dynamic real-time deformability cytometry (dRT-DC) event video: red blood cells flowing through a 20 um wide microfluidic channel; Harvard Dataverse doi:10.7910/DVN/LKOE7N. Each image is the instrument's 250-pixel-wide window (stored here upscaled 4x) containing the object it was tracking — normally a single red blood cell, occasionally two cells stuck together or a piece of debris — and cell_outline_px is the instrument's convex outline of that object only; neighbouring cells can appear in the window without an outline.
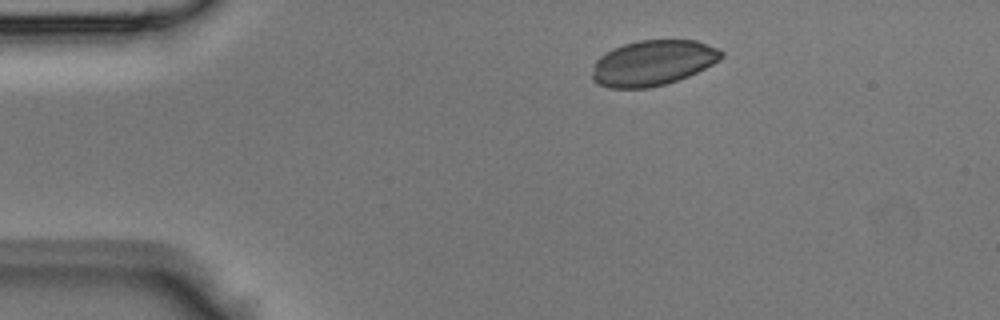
{"species": "Egyptian fruit bat (a non-hibernating species)", "species_latin": "Rousettus aegyptiacus", "temperature_condition": "room temperature", "stored_images_in_passage": 29, "camera_frame_rate_fps": 3000, "um_per_image_px": 0.085, "animal": {"sex": "male"}, "frame": {"image": 1, "passage_image": 1, "time_ms": 0.0, "image_size_px": [1000, 320], "cell_outline_px": [[724, 56], [720, 60], [688, 76], [664, 84], [648, 88], [608, 88], [596, 84], [592, 80], [592, 72], [596, 60], [604, 52], [612, 48], [624, 44], [640, 40], [696, 40], [720, 48], [724, 52]], "centroid_in_image_um": [55.48, 5.34], "position_along_channel_um": 29.5, "area_um2": 34.33}}
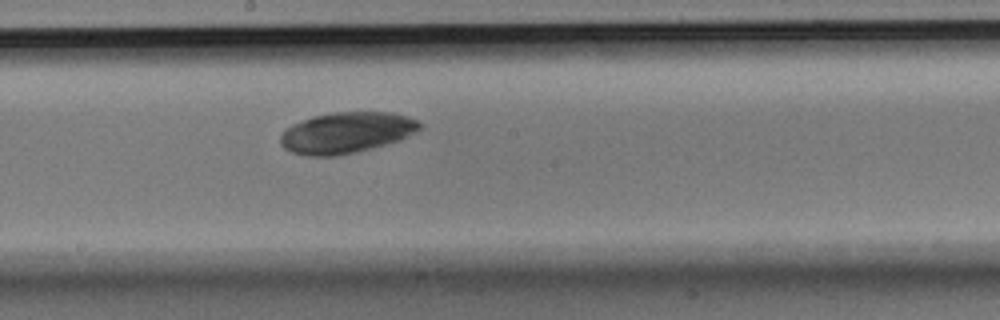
{"frame": {"image": 2, "passage_image": 17, "time_ms": 5.333, "image_size_px": [1000, 320], "cell_outline_px": [[420, 128], [400, 140], [356, 152], [336, 156], [308, 156], [292, 152], [284, 148], [280, 144], [280, 136], [284, 128], [292, 124], [312, 116], [336, 112], [392, 112], [408, 116], [420, 120]], "centroid_in_image_um": [29.42, 11.27], "position_along_channel_um": 218.8, "area_um2": 33.35}}
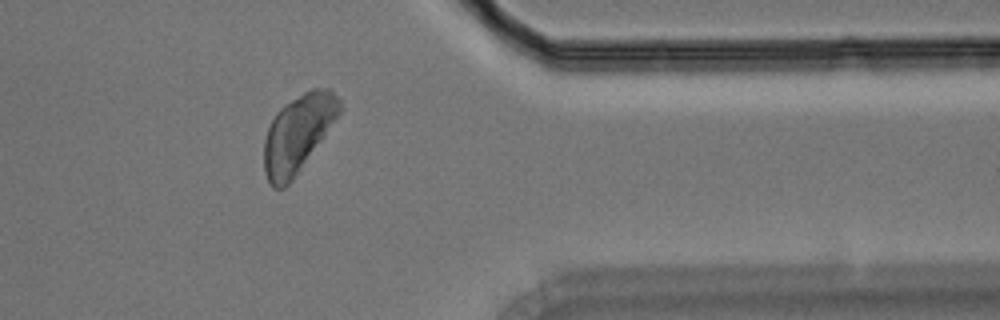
{"frame": {"image": 3, "passage_image": 29, "time_ms": 9.333, "image_size_px": [1000, 320], "cell_outline_px": [[344, 108], [324, 136], [292, 180], [284, 188], [272, 188], [264, 172], [264, 140], [268, 128], [276, 112], [284, 104], [304, 92], [312, 88], [328, 88], [340, 100]], "centroid_in_image_um": [25.32, 11.34], "position_along_channel_um": 386.1, "area_um2": 33.76}}